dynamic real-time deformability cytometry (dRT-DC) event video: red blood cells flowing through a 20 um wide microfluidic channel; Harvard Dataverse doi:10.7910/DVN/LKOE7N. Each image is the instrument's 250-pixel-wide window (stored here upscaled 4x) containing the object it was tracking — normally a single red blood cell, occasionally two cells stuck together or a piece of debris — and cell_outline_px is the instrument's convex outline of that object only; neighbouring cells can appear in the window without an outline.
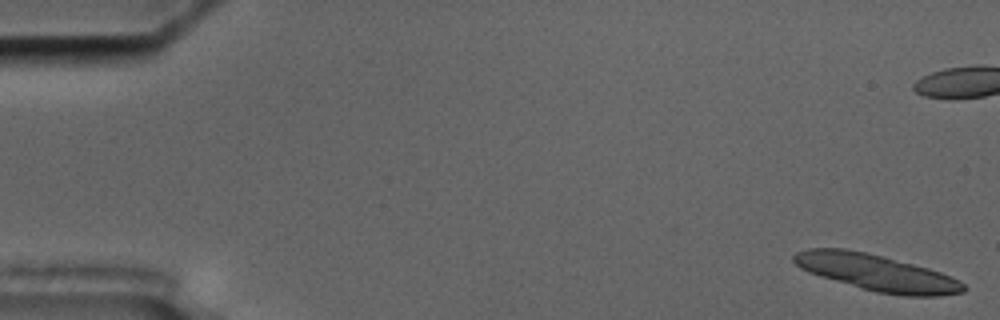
{"species": "common noctule bat (a hibernating species)", "species_latin": "Nyctalus noctula", "temperature_condition": "cold", "stored_images_in_passage": 6, "camera_frame_rate_fps": 3000, "um_per_image_px": 0.085, "animal": {"sex": "male", "body_mass_g": 17.5, "forearm_length_mm": 52.3}, "frame": {"image": 1, "passage_image": 1, "time_ms": 0.0, "image_size_px": [1000, 320], "cell_outline_px": [[968, 288], [964, 292], [940, 296], [904, 296], [876, 292], [820, 276], [808, 272], [800, 268], [792, 260], [792, 256], [796, 252], [808, 248], [844, 248], [864, 252], [928, 268], [952, 276], [960, 280]], "centroid_in_image_um": [74.53, 23.18], "position_along_channel_um": 10.5, "area_um2": 35.84}}
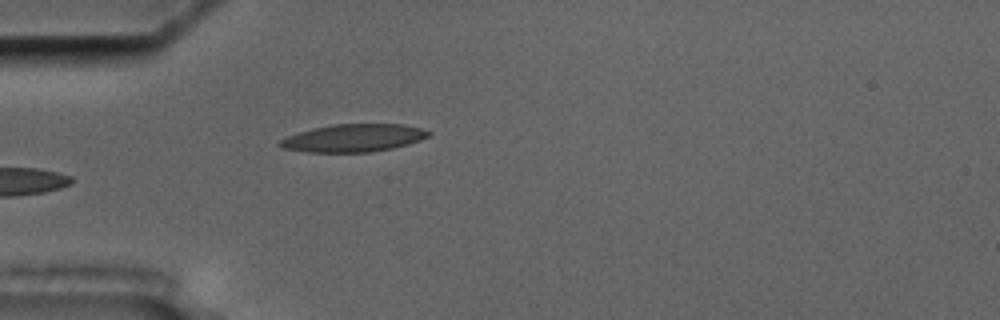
{"frame": {"image": 2, "passage_image": 6, "time_ms": 6.333, "image_size_px": [1000, 320], "cell_outline_px": [[432, 132], [428, 136], [420, 140], [408, 144], [392, 148], [372, 152], [308, 152], [284, 148], [276, 144], [280, 140], [288, 136], [312, 128], [332, 124], [404, 124], [420, 128]], "centroid_in_image_um": [30.05, 11.72], "position_along_channel_um": 54.9, "area_um2": 23.93}}